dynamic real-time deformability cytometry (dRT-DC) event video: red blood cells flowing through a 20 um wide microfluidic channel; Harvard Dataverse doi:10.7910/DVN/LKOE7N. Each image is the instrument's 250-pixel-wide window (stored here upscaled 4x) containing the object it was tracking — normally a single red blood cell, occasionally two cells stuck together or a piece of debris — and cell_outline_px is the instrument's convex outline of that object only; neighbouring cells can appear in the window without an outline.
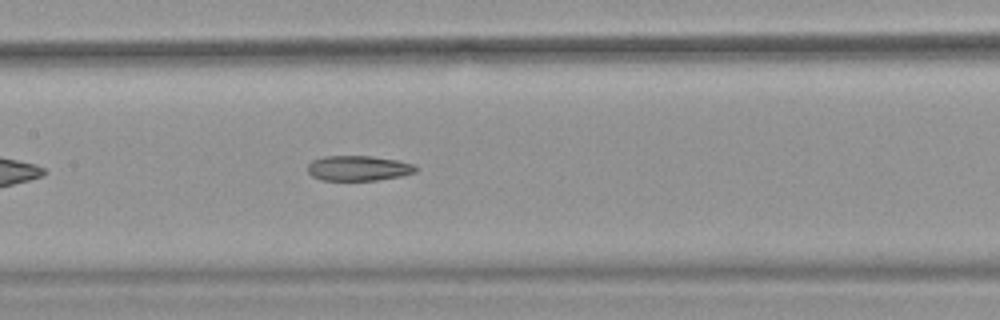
{"species": "common noctule bat (a hibernating species)", "species_latin": "Nyctalus noctula", "temperature_condition": "warm", "stored_images_in_passage": 38, "camera_frame_rate_fps": 3000, "um_per_image_px": 0.085, "animal": {"sex": "female", "body_mass_g": 18.4}, "frame": {"image": 1, "passage_image": 12, "time_ms": 3.667, "image_size_px": [1000, 320], "cell_outline_px": [[416, 172], [400, 176], [376, 180], [320, 180], [312, 176], [308, 172], [308, 164], [312, 160], [324, 156], [368, 156], [396, 160], [412, 164], [416, 168]], "centroid_in_image_um": [30.41, 14.3], "position_along_channel_um": 177.0, "area_um2": 15.66}, "authors_computed_cell_mechanics": {"area_um2": 17.051, "velocity_mm_per_s": 4.0204, "shape_relaxation_time_tau1_ms": null, "shape_relaxation_time_tau2_ms": 7.0374, "deformation_change_tau1": null, "deformation_change_tau2": 0.1713}}